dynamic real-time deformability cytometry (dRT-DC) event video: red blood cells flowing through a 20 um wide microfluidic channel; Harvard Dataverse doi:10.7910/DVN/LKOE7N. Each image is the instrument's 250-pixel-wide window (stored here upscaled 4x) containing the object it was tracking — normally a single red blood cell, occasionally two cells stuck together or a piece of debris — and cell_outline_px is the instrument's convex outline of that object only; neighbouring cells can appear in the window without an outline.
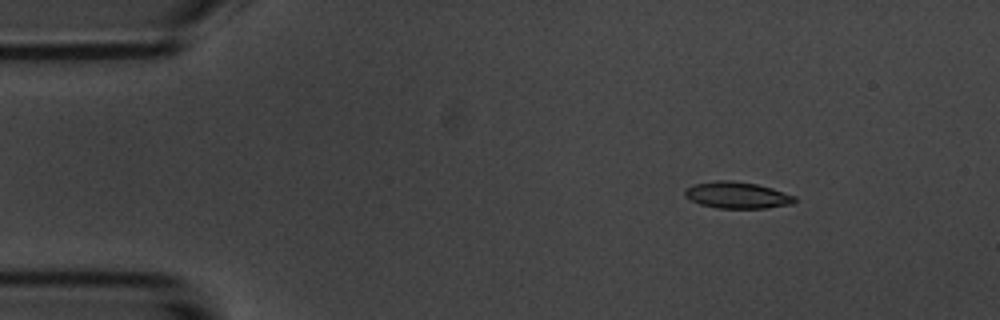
{"species": "common noctule bat (a hibernating species)", "species_latin": "Nyctalus noctula", "temperature_condition": "room temperature", "stored_images_in_passage": 5, "camera_frame_rate_fps": 3000, "um_per_image_px": 0.085, "animal": {"sex": "male", "body_mass_g": 20.1, "forearm_length_mm": 53.5}, "frame": {"image": 1, "passage_image": 2, "time_ms": 1.333, "image_size_px": [1000, 320], "cell_outline_px": [[796, 200], [792, 204], [764, 208], [716, 208], [700, 204], [684, 196], [684, 188], [696, 184], [716, 180], [732, 180], [756, 184], [772, 188], [796, 196]], "centroid_in_image_um": [62.65, 16.58], "position_along_channel_um": 22.4, "area_um2": 16.99}}
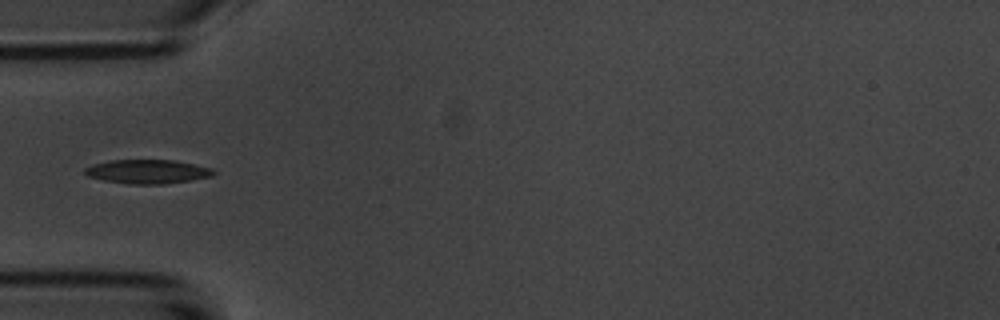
{"frame": {"image": 2, "passage_image": 5, "time_ms": 4.667, "image_size_px": [1000, 320], "cell_outline_px": [[216, 172], [212, 176], [164, 184], [132, 184], [104, 180], [88, 176], [84, 172], [84, 168], [92, 164], [108, 160], [176, 160], [212, 168]], "centroid_in_image_um": [12.52, 14.57], "position_along_channel_um": 72.5, "area_um2": 17.92}}